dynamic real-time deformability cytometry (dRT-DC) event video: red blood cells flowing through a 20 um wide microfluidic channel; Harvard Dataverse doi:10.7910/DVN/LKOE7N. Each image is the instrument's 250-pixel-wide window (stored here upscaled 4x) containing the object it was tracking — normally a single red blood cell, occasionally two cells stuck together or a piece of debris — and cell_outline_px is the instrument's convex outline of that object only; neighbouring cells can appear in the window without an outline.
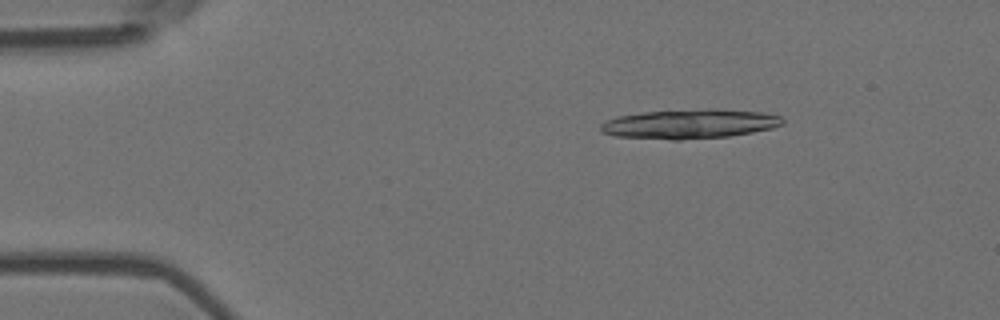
{"species": "Egyptian fruit bat (a non-hibernating species)", "species_latin": "Rousettus aegyptiacus", "temperature_condition": "room temperature", "stored_images_in_passage": 8, "camera_frame_rate_fps": 3000, "um_per_image_px": 0.085, "animal": {"sex": "female"}, "frame": {"image": 1, "passage_image": 3, "time_ms": 0.667, "image_size_px": [1000, 320], "cell_outline_px": [[784, 124], [772, 128], [752, 132], [728, 136], [680, 140], [672, 140], [616, 136], [600, 132], [600, 124], [604, 120], [616, 116], [644, 112], [708, 108], [716, 108], [764, 112], [780, 116], [784, 120]], "centroid_in_image_um": [58.61, 10.52], "position_along_channel_um": 26.4, "area_um2": 31.56}}
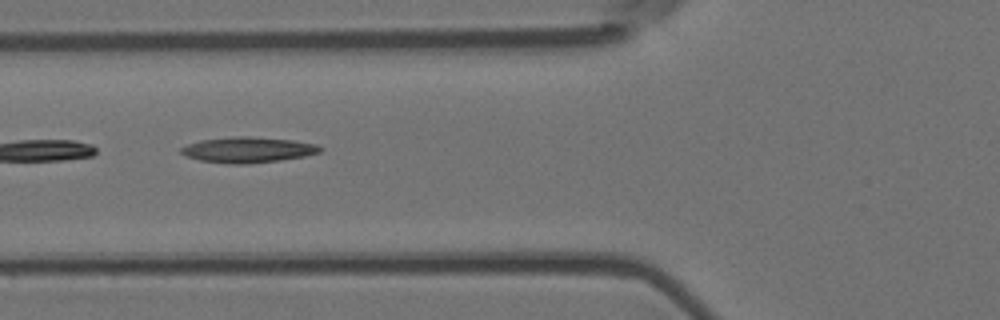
{"frame": {"image": 2, "passage_image": 6, "time_ms": 1.667, "image_size_px": [1000, 320], "cell_outline_px": [[324, 148], [320, 152], [304, 156], [280, 160], [248, 164], [232, 164], [200, 160], [184, 156], [180, 152], [180, 148], [188, 144], [200, 140], [232, 136], [248, 136], [292, 140], [316, 144]], "centroid_in_image_um": [21.05, 12.73], "position_along_channel_um": 104.7, "area_um2": 20.81}}
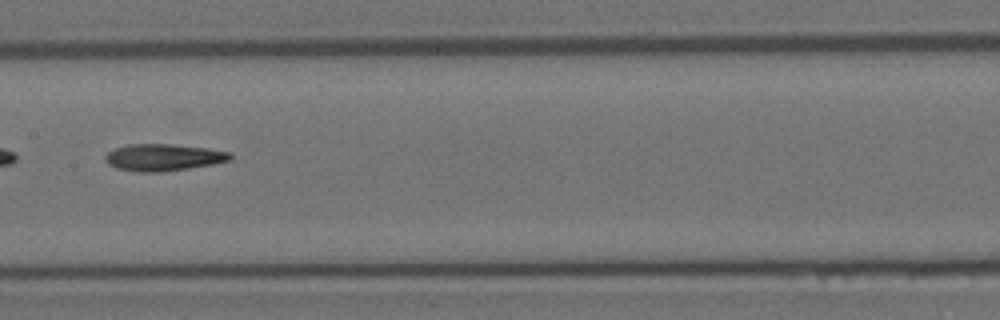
{"frame": {"image": 3, "passage_image": 8, "time_ms": 2.333, "image_size_px": [1000, 320], "cell_outline_px": [[232, 160], [216, 164], [164, 172], [136, 172], [116, 168], [108, 164], [104, 160], [104, 156], [108, 152], [116, 148], [128, 144], [172, 144], [208, 148], [232, 152]], "centroid_in_image_um": [13.92, 13.38], "position_along_channel_um": 193.5, "area_um2": 19.94}}